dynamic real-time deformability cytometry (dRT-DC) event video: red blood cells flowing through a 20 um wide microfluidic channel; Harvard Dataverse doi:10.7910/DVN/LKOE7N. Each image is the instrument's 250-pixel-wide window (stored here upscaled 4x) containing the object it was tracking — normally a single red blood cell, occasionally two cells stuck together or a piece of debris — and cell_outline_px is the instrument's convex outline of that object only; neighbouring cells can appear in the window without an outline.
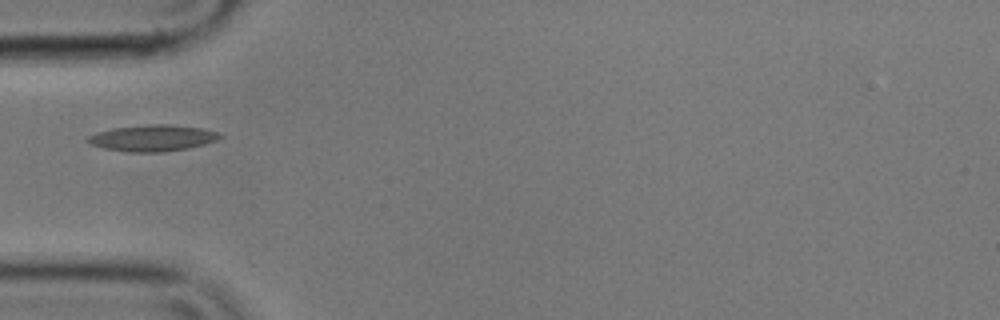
{"species": "common noctule bat (a hibernating species)", "species_latin": "Nyctalus noctula", "temperature_condition": "cold", "stored_images_in_passage": 7, "camera_frame_rate_fps": 3000, "um_per_image_px": 0.085, "animal": {"sex": "male", "body_mass_g": 17.9}, "frame": {"image": 1, "passage_image": 1, "time_ms": 0.0, "image_size_px": [1000, 320], "cell_outline_px": [[224, 136], [216, 140], [204, 144], [188, 148], [164, 152], [128, 152], [104, 148], [88, 144], [84, 140], [88, 136], [96, 132], [112, 128], [148, 124], [168, 124], [204, 128], [220, 132]], "centroid_in_image_um": [12.96, 11.73], "position_along_channel_um": 72.0, "area_um2": 20.58}}
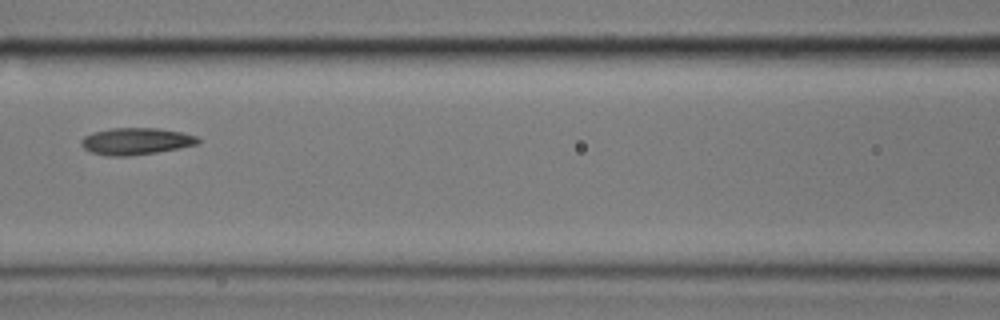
{"frame": {"image": 2, "passage_image": 3, "time_ms": 0.667, "image_size_px": [1000, 320], "cell_outline_px": [[200, 144], [156, 152], [128, 156], [108, 156], [92, 152], [84, 148], [80, 144], [80, 140], [84, 136], [92, 132], [112, 128], [156, 128], [180, 132], [196, 136], [200, 140]], "centroid_in_image_um": [11.53, 12.0], "position_along_channel_um": 155.1, "area_um2": 18.21}}
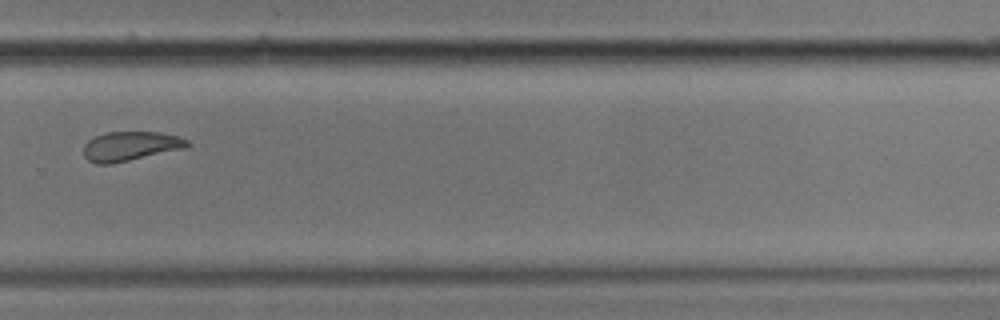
{"frame": {"image": 3, "passage_image": 7, "time_ms": 2.0, "image_size_px": [1000, 320], "cell_outline_px": [[188, 144], [184, 148], [112, 164], [96, 164], [88, 160], [84, 156], [84, 144], [88, 140], [96, 136], [108, 132], [160, 132], [176, 136], [188, 140]], "centroid_in_image_um": [11.04, 12.43], "position_along_channel_um": 318.8, "area_um2": 17.51}}